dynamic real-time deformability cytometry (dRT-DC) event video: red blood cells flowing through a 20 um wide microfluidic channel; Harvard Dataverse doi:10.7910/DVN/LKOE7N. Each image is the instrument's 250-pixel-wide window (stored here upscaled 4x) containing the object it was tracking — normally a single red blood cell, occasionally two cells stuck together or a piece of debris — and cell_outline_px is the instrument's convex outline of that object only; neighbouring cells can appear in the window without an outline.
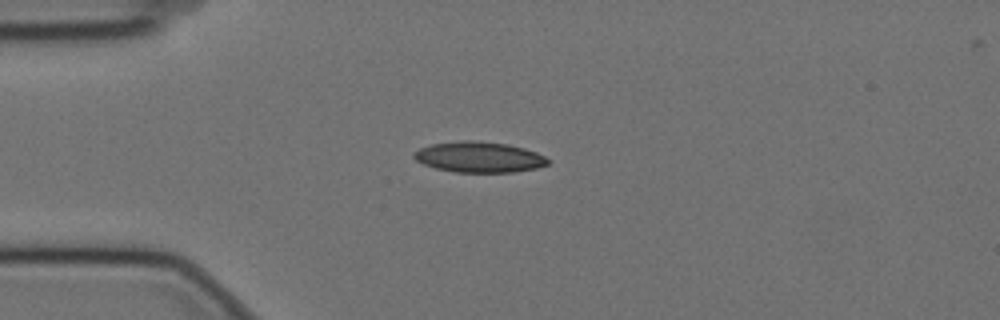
{"species": "Egyptian fruit bat (a non-hibernating species)", "species_latin": "Rousettus aegyptiacus", "temperature_condition": "cold", "stored_images_in_passage": 44, "camera_frame_rate_fps": 3000, "um_per_image_px": 0.085, "animal": {"sex": "female"}, "frame": {"image": 1, "passage_image": 1, "time_ms": 0.0, "image_size_px": [1000, 320], "cell_outline_px": [[552, 160], [548, 164], [536, 168], [512, 172], [456, 172], [436, 168], [424, 164], [416, 160], [412, 156], [412, 152], [420, 148], [432, 144], [460, 140], [472, 140], [504, 144], [524, 148], [536, 152]], "centroid_in_image_um": [40.71, 13.35], "position_along_channel_um": 44.3, "area_um2": 23.87}}
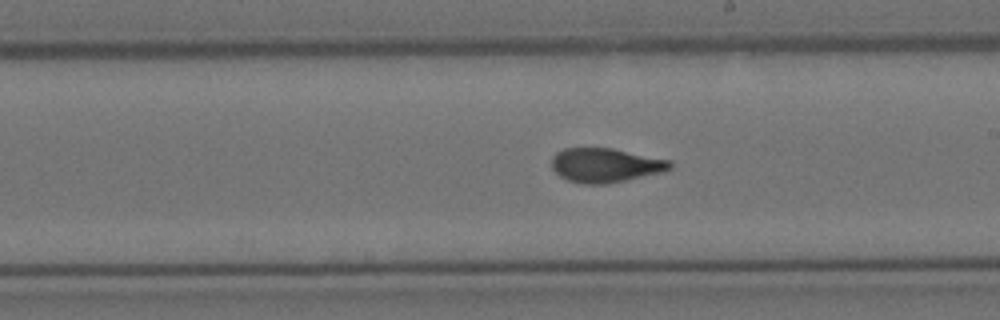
{"frame": {"image": 2, "passage_image": 19, "time_ms": 6.0, "image_size_px": [1000, 320], "cell_outline_px": [[672, 168], [664, 172], [608, 184], [584, 184], [568, 180], [560, 176], [552, 168], [552, 156], [556, 152], [564, 148], [612, 148], [672, 160]], "centroid_in_image_um": [51.49, 14.04], "position_along_channel_um": 237.5, "area_um2": 23.81}}
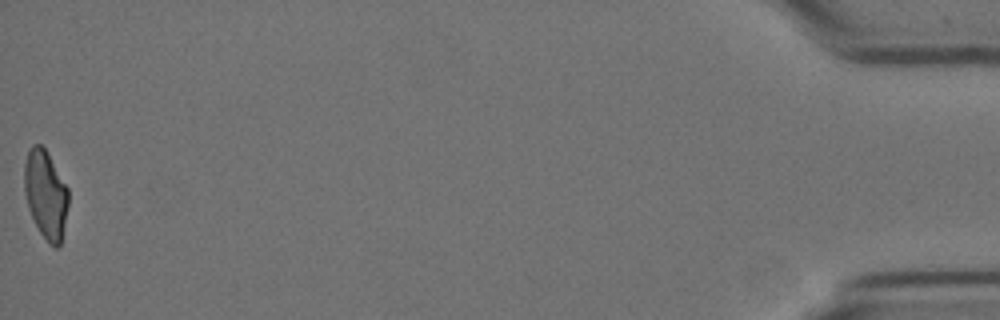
{"frame": {"image": 3, "passage_image": 44, "time_ms": 14.333, "image_size_px": [1000, 320], "cell_outline_px": [[68, 204], [60, 244], [56, 248], [48, 244], [40, 232], [28, 208], [24, 192], [24, 164], [28, 152], [32, 144], [40, 144], [48, 152], [68, 188]], "centroid_in_image_um": [3.87, 16.5], "position_along_channel_um": 431.3, "area_um2": 22.6}, "authors_computed_cell_mechanics": {"area_um2": 23.6402, "velocity_mm_per_s": 3.5255, "shape_relaxation_time_tau1_ms": 6.2016, "shape_relaxation_time_tau2_ms": 1.4891, "deformation_change_tau1": 0.184, "deformation_change_tau2": 0.0787}}